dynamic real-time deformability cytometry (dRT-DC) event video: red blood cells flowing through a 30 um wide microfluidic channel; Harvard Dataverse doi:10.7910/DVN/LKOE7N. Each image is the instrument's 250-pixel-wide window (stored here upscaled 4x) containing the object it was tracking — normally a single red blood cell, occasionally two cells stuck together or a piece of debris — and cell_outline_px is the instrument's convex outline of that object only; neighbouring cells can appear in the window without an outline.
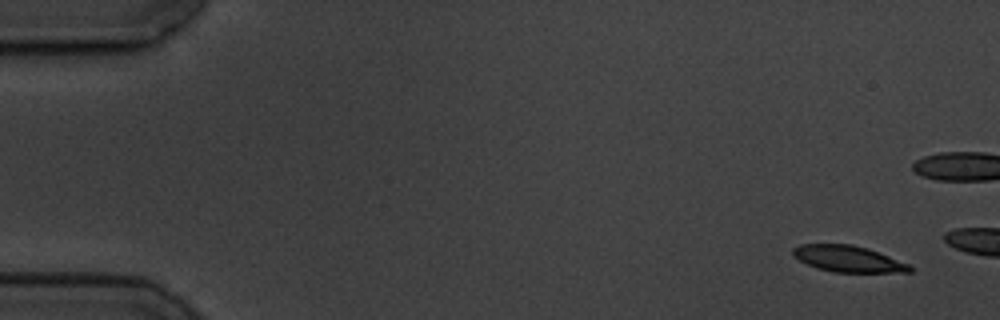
{"species": "common noctule bat (a hibernating species)", "species_latin": "Nyctalus noctula", "temperature_condition": "cold", "stored_images_in_passage": 4, "camera_frame_rate_fps": 3000, "um_per_image_px": 0.085, "animal": {"sex": "male", "body_mass_g": 19.5, "forearm_length_mm": 54.6}, "frame": {"image": 1, "passage_image": 1, "time_ms": 0.0, "image_size_px": [1000, 320], "cell_outline_px": [[912, 272], [832, 272], [816, 268], [800, 260], [792, 252], [792, 248], [800, 244], [852, 244], [868, 248], [912, 264]], "centroid_in_image_um": [72.15, 22.0], "position_along_channel_um": 12.9, "area_um2": 18.03}}